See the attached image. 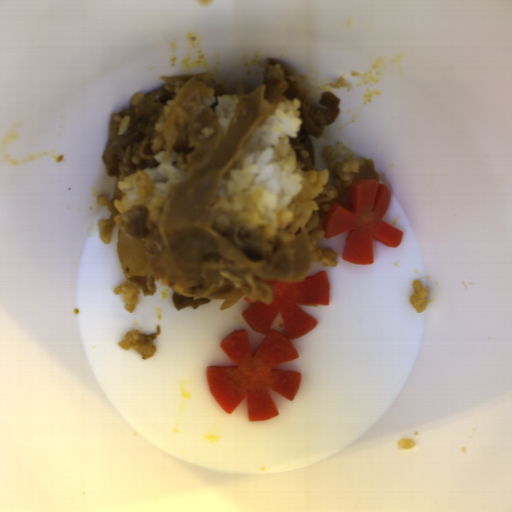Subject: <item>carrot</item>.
<instances>
[{"instance_id": "2", "label": "carrot", "mask_w": 512, "mask_h": 512, "mask_svg": "<svg viewBox=\"0 0 512 512\" xmlns=\"http://www.w3.org/2000/svg\"><path fill=\"white\" fill-rule=\"evenodd\" d=\"M392 190L378 180H357L350 185L349 209L335 202L323 223L326 239L348 232L342 259L355 264H374V240L398 247L403 231L382 218L390 207Z\"/></svg>"}, {"instance_id": "1", "label": "carrot", "mask_w": 512, "mask_h": 512, "mask_svg": "<svg viewBox=\"0 0 512 512\" xmlns=\"http://www.w3.org/2000/svg\"><path fill=\"white\" fill-rule=\"evenodd\" d=\"M273 290V300L265 303L244 297L250 305L241 315L256 332L264 335L253 353L247 329L232 331L220 347L233 365L207 366L211 395L227 415L246 398L248 420L267 421L278 416L268 390L294 401L301 385L299 371L273 367L299 359L293 340L315 329L318 319L299 306H330L328 272L321 271L296 282L262 279Z\"/></svg>"}]
</instances>
